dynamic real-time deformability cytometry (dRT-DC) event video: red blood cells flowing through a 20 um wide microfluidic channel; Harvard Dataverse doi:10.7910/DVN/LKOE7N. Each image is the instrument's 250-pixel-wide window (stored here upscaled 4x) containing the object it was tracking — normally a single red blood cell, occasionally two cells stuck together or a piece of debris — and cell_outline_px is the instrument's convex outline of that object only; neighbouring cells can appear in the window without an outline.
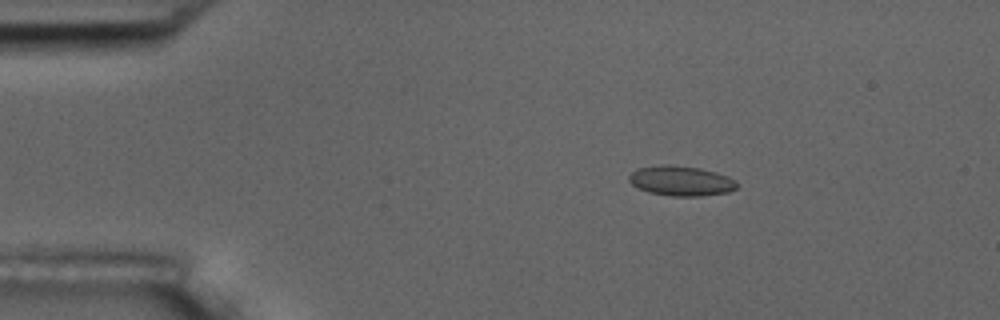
{"species": "common noctule bat (a hibernating species)", "species_latin": "Nyctalus noctula", "temperature_condition": "room temperature", "stored_images_in_passage": 4, "camera_frame_rate_fps": 3000, "um_per_image_px": 0.085, "animal": {"sex": "male", "body_mass_g": 17.5, "forearm_length_mm": 52.3}, "frame": {"image": 1, "passage_image": 3, "time_ms": 2.333, "image_size_px": [1000, 320], "cell_outline_px": [[736, 188], [728, 192], [700, 196], [672, 196], [648, 192], [632, 184], [628, 180], [628, 176], [636, 168], [660, 164], [668, 164], [700, 168], [716, 172], [728, 176], [736, 180]], "centroid_in_image_um": [57.87, 15.36], "position_along_channel_um": 27.1, "area_um2": 18.9}}